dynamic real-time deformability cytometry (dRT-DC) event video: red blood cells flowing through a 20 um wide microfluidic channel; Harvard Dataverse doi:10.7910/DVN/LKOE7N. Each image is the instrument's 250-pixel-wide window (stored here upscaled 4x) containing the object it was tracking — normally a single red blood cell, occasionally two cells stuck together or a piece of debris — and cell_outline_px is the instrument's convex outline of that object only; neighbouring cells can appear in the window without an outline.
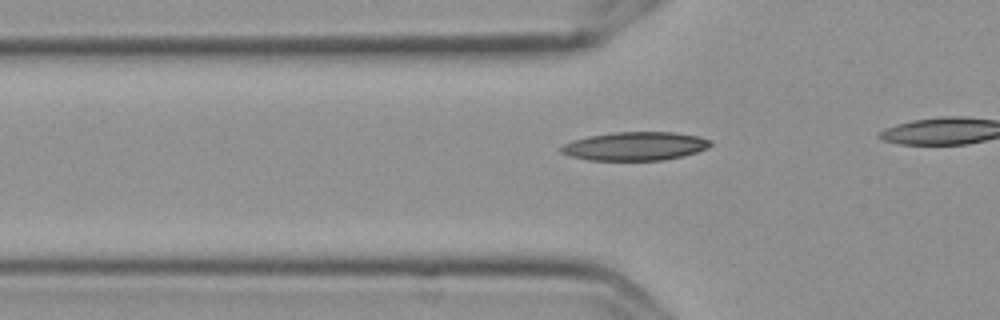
{"species": "Egyptian fruit bat (a non-hibernating species)", "species_latin": "Rousettus aegyptiacus", "temperature_condition": "cold", "stored_images_in_passage": 14, "camera_frame_rate_fps": 3000, "um_per_image_px": 0.085, "frame": {"image": 1, "passage_image": 8, "time_ms": 2.333, "image_size_px": [1000, 320], "cell_outline_px": [[712, 144], [708, 148], [696, 152], [664, 160], [588, 160], [572, 156], [560, 152], [560, 148], [564, 144], [572, 140], [588, 136], [612, 132], [676, 132], [700, 136], [712, 140]], "centroid_in_image_um": [54.0, 12.41], "position_along_channel_um": 71.8, "area_um2": 24.91}}
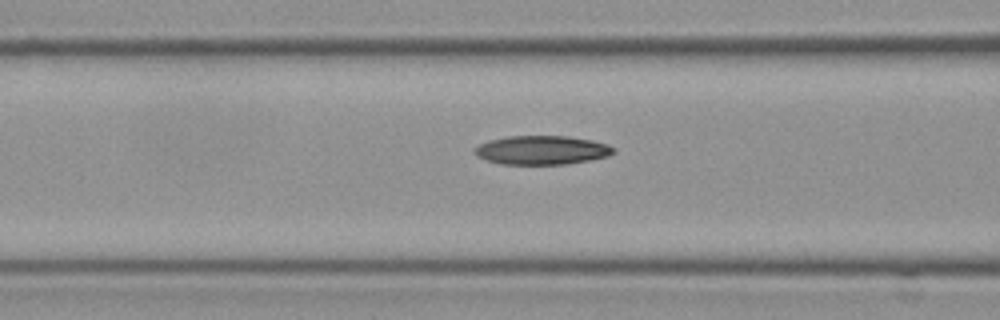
{"frame": {"image": 2, "passage_image": 12, "time_ms": 3.667, "image_size_px": [1000, 320], "cell_outline_px": [[616, 152], [608, 156], [588, 160], [564, 164], [500, 164], [476, 156], [472, 152], [472, 148], [488, 140], [508, 136], [568, 136], [592, 140], [608, 144], [616, 148]], "centroid_in_image_um": [46.04, 12.75], "position_along_channel_um": 120.6, "area_um2": 23.52}}